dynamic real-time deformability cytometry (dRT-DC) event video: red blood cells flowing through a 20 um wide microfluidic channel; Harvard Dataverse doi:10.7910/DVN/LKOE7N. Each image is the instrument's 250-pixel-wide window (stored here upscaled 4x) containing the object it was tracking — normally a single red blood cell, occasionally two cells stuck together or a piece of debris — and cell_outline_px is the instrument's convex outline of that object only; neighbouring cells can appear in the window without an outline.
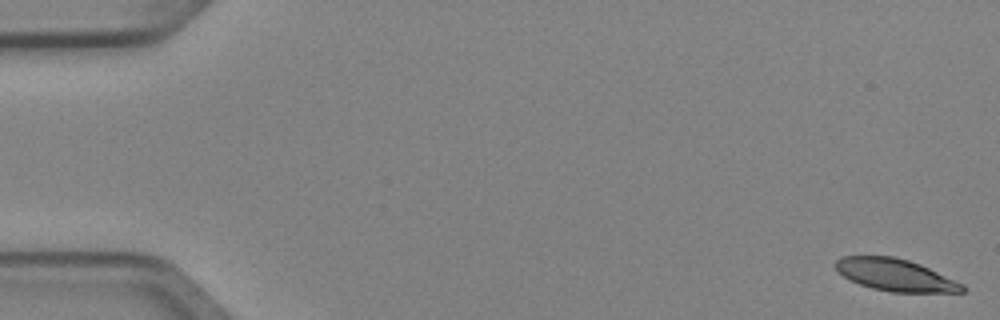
{"species": "Egyptian fruit bat (a non-hibernating species)", "species_latin": "Rousettus aegyptiacus", "temperature_condition": "cold", "stored_images_in_passage": 4, "camera_frame_rate_fps": 3000, "um_per_image_px": 0.085, "animal": {"sex": "female"}, "frame": {"image": 1, "passage_image": 1, "time_ms": 0.0, "image_size_px": [1000, 320], "cell_outline_px": [[964, 292], [892, 292], [872, 288], [860, 284], [836, 272], [836, 260], [844, 256], [892, 256], [908, 260], [920, 264], [964, 284]], "centroid_in_image_um": [76.1, 23.37], "position_along_channel_um": 8.9, "area_um2": 23.47}}
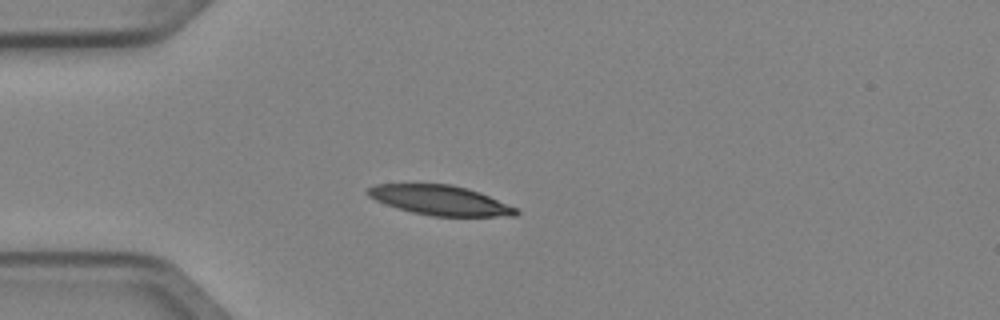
{"frame": {"image": 2, "passage_image": 4, "time_ms": 1.0, "image_size_px": [1000, 320], "cell_outline_px": [[520, 212], [516, 216], [432, 216], [412, 212], [396, 208], [376, 200], [368, 196], [364, 192], [368, 188], [376, 184], [452, 184], [468, 188], [480, 192], [516, 208]], "centroid_in_image_um": [37.39, 17.02], "position_along_channel_um": 47.6, "area_um2": 25.66}}